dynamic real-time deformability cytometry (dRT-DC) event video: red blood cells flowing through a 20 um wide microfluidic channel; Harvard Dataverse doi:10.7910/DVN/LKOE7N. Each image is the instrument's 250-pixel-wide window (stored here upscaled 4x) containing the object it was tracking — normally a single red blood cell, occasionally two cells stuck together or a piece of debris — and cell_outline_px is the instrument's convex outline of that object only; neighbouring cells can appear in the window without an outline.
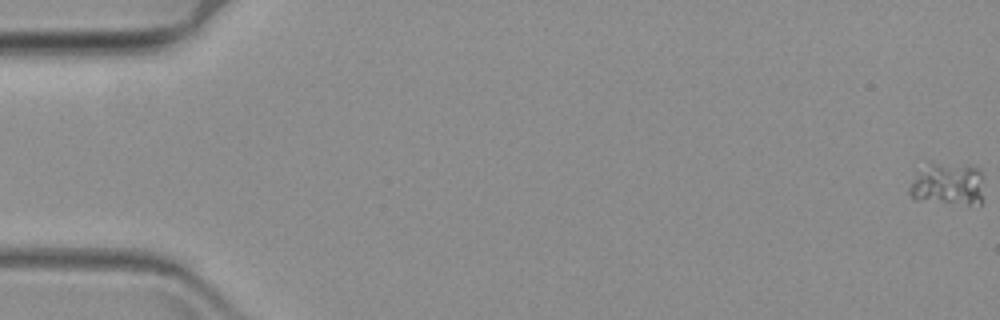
{"species": "common noctule bat (a hibernating species)", "species_latin": "Nyctalus noctula", "temperature_condition": "warm", "stored_images_in_passage": 6, "camera_frame_rate_fps": 3000, "um_per_image_px": 0.085, "animal": {"sex": "female", "body_mass_g": 19.3, "forearm_length_mm": 54.1}, "frame": {"image": 1, "passage_image": 1, "time_ms": 0.0, "image_size_px": [1000, 320], "cell_outline_px": [[984, 200], [980, 204], [968, 204], [916, 200], [908, 192], [908, 188], [928, 160], [968, 164], [980, 168]], "centroid_in_image_um": [80.6, 15.6], "position_along_channel_um": 4.4, "area_um2": 19.07}}